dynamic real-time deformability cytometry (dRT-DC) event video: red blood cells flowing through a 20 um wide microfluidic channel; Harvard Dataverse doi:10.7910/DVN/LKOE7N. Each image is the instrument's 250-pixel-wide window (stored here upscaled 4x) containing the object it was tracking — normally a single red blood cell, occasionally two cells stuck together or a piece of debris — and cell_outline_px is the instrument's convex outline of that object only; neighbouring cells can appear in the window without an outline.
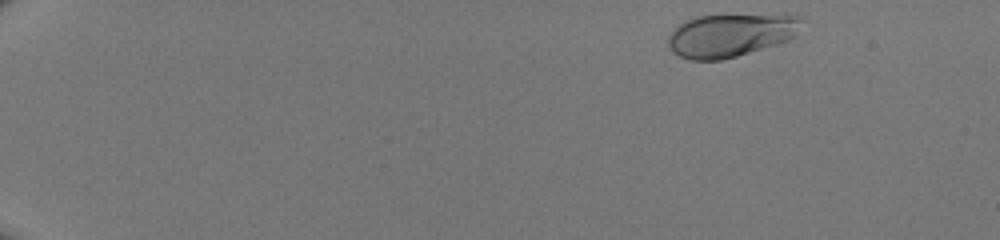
{"species": "human", "species_latin": "Homo sapiens", "temperature_condition": "room temperature", "stored_images_in_passage": 45, "camera_frame_rate_fps": 3000, "um_per_image_px": 0.085, "donor": {"sex": "male"}, "frame": {"image": 1, "passage_image": 2, "time_ms": 0.333, "image_size_px": [1000, 240], "cell_outline_px": [[804, 20], [792, 36], [788, 40], [776, 44], [736, 56], [720, 60], [692, 60], [680, 56], [668, 44], [668, 36], [684, 20], [696, 16], [796, 12]], "centroid_in_image_um": [62.18, 2.92], "position_along_channel_um": 22.8, "area_um2": 33.99}}
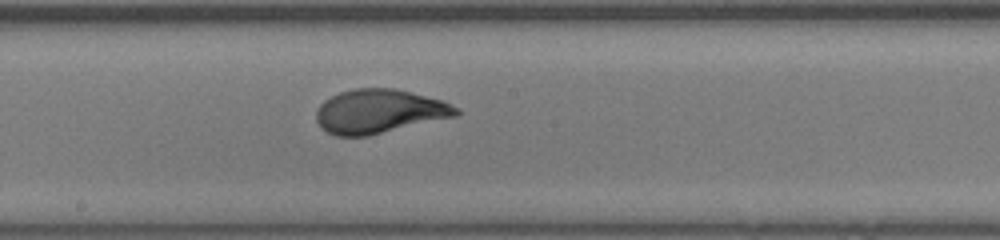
{"frame": {"image": 2, "passage_image": 26, "time_ms": 8.333, "image_size_px": [1000, 240], "cell_outline_px": [[460, 116], [368, 136], [336, 136], [320, 128], [316, 120], [316, 112], [320, 104], [324, 100], [340, 92], [356, 88], [396, 88], [412, 92], [440, 100], [460, 108]], "centroid_in_image_um": [32.26, 9.47], "position_along_channel_um": 215.9, "area_um2": 36.18}}
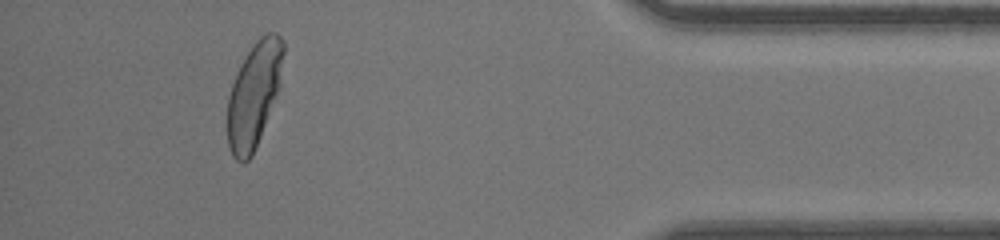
{"frame": {"image": 3, "passage_image": 42, "time_ms": 13.667, "image_size_px": [1000, 240], "cell_outline_px": [[284, 52], [280, 88], [252, 156], [244, 164], [236, 160], [232, 156], [228, 148], [228, 96], [232, 84], [240, 64], [244, 56], [252, 44], [260, 36], [268, 32], [276, 32], [284, 40]], "centroid_in_image_um": [21.6, 8.02], "position_along_channel_um": 413.6, "area_um2": 34.56}}